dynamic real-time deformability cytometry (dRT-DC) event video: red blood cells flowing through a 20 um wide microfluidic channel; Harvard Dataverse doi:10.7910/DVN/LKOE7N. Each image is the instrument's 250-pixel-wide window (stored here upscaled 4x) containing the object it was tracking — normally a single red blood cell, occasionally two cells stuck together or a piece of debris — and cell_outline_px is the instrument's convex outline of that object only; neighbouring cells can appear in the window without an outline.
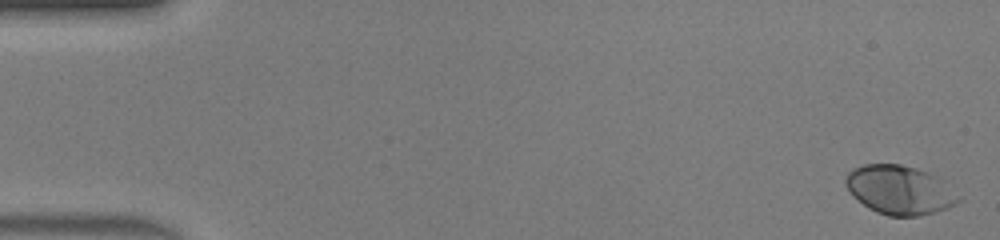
{"species": "human", "species_latin": "Homo sapiens", "temperature_condition": "warm", "stored_images_in_passage": 33, "camera_frame_rate_fps": 3000, "um_per_image_px": 0.085, "donor": {"sex": "male"}, "frame": {"image": 1, "passage_image": 1, "time_ms": 0.0, "image_size_px": [1000, 240], "cell_outline_px": [[964, 200], [948, 208], [920, 216], [888, 216], [876, 212], [868, 208], [848, 188], [844, 180], [848, 172], [852, 168], [864, 164], [900, 164], [916, 168], [928, 172], [960, 196]], "centroid_in_image_um": [76.47, 16.15], "position_along_channel_um": 8.5, "area_um2": 31.79}}
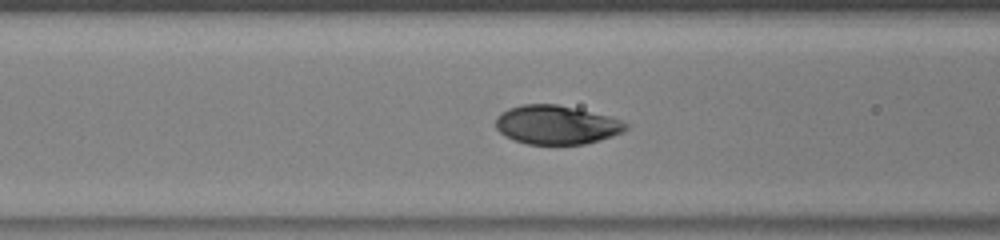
{"frame": {"image": 2, "passage_image": 19, "time_ms": 6.0, "image_size_px": [1000, 240], "cell_outline_px": [[628, 128], [624, 132], [600, 140], [584, 144], [528, 144], [504, 136], [496, 128], [496, 116], [500, 112], [508, 108], [520, 104], [556, 104], [612, 116], [624, 120], [628, 124]], "centroid_in_image_um": [47.32, 10.6], "position_along_channel_um": 119.3, "area_um2": 29.77}}
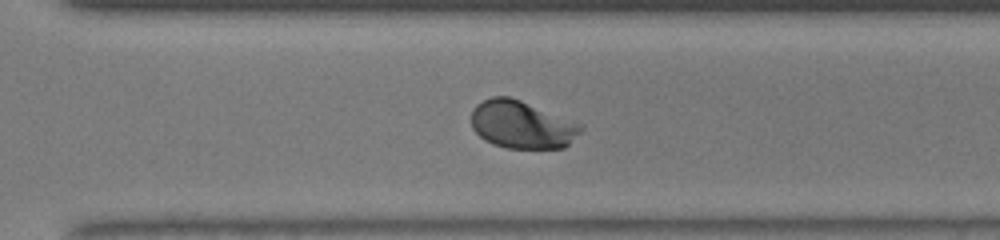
{"frame": {"image": 3, "passage_image": 33, "time_ms": 10.667, "image_size_px": [1000, 240], "cell_outline_px": [[584, 128], [564, 148], [508, 148], [492, 144], [484, 140], [472, 128], [472, 108], [476, 104], [492, 96], [508, 96], [520, 100], [584, 124]], "centroid_in_image_um": [44.36, 10.59], "position_along_channel_um": 326.2, "area_um2": 30.52}}